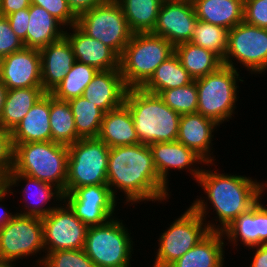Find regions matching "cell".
<instances>
[{"label":"cell","mask_w":267,"mask_h":267,"mask_svg":"<svg viewBox=\"0 0 267 267\" xmlns=\"http://www.w3.org/2000/svg\"><path fill=\"white\" fill-rule=\"evenodd\" d=\"M223 233L228 240L226 245L237 247L240 242L246 249L258 245L257 204L235 219Z\"/></svg>","instance_id":"obj_35"},{"label":"cell","mask_w":267,"mask_h":267,"mask_svg":"<svg viewBox=\"0 0 267 267\" xmlns=\"http://www.w3.org/2000/svg\"><path fill=\"white\" fill-rule=\"evenodd\" d=\"M44 94L42 87L7 89L0 128L12 131Z\"/></svg>","instance_id":"obj_28"},{"label":"cell","mask_w":267,"mask_h":267,"mask_svg":"<svg viewBox=\"0 0 267 267\" xmlns=\"http://www.w3.org/2000/svg\"><path fill=\"white\" fill-rule=\"evenodd\" d=\"M68 102L74 116L77 135L80 138H97L104 112L83 96L70 99Z\"/></svg>","instance_id":"obj_33"},{"label":"cell","mask_w":267,"mask_h":267,"mask_svg":"<svg viewBox=\"0 0 267 267\" xmlns=\"http://www.w3.org/2000/svg\"><path fill=\"white\" fill-rule=\"evenodd\" d=\"M107 0H67L69 8L78 17L81 13L103 4Z\"/></svg>","instance_id":"obj_46"},{"label":"cell","mask_w":267,"mask_h":267,"mask_svg":"<svg viewBox=\"0 0 267 267\" xmlns=\"http://www.w3.org/2000/svg\"><path fill=\"white\" fill-rule=\"evenodd\" d=\"M7 88L0 80V115L6 99Z\"/></svg>","instance_id":"obj_49"},{"label":"cell","mask_w":267,"mask_h":267,"mask_svg":"<svg viewBox=\"0 0 267 267\" xmlns=\"http://www.w3.org/2000/svg\"><path fill=\"white\" fill-rule=\"evenodd\" d=\"M45 253L43 224L39 217L16 216L0 228V260L12 261L38 257Z\"/></svg>","instance_id":"obj_12"},{"label":"cell","mask_w":267,"mask_h":267,"mask_svg":"<svg viewBox=\"0 0 267 267\" xmlns=\"http://www.w3.org/2000/svg\"><path fill=\"white\" fill-rule=\"evenodd\" d=\"M49 116L53 142L70 146L80 139L68 101L56 99L50 94Z\"/></svg>","instance_id":"obj_32"},{"label":"cell","mask_w":267,"mask_h":267,"mask_svg":"<svg viewBox=\"0 0 267 267\" xmlns=\"http://www.w3.org/2000/svg\"><path fill=\"white\" fill-rule=\"evenodd\" d=\"M76 25L89 37L110 47L119 57L133 35L116 0H107L81 13Z\"/></svg>","instance_id":"obj_10"},{"label":"cell","mask_w":267,"mask_h":267,"mask_svg":"<svg viewBox=\"0 0 267 267\" xmlns=\"http://www.w3.org/2000/svg\"><path fill=\"white\" fill-rule=\"evenodd\" d=\"M133 33H148L155 28L162 0H116Z\"/></svg>","instance_id":"obj_30"},{"label":"cell","mask_w":267,"mask_h":267,"mask_svg":"<svg viewBox=\"0 0 267 267\" xmlns=\"http://www.w3.org/2000/svg\"><path fill=\"white\" fill-rule=\"evenodd\" d=\"M31 4L43 7L66 28L77 24V16L69 8L67 0H31Z\"/></svg>","instance_id":"obj_39"},{"label":"cell","mask_w":267,"mask_h":267,"mask_svg":"<svg viewBox=\"0 0 267 267\" xmlns=\"http://www.w3.org/2000/svg\"><path fill=\"white\" fill-rule=\"evenodd\" d=\"M97 138L109 148L140 143L131 112L125 103L104 113Z\"/></svg>","instance_id":"obj_24"},{"label":"cell","mask_w":267,"mask_h":267,"mask_svg":"<svg viewBox=\"0 0 267 267\" xmlns=\"http://www.w3.org/2000/svg\"><path fill=\"white\" fill-rule=\"evenodd\" d=\"M0 80L7 89L42 87L40 51L24 47L0 59Z\"/></svg>","instance_id":"obj_17"},{"label":"cell","mask_w":267,"mask_h":267,"mask_svg":"<svg viewBox=\"0 0 267 267\" xmlns=\"http://www.w3.org/2000/svg\"><path fill=\"white\" fill-rule=\"evenodd\" d=\"M193 80L174 53L156 68L155 73L142 89L158 95L161 91L185 86Z\"/></svg>","instance_id":"obj_31"},{"label":"cell","mask_w":267,"mask_h":267,"mask_svg":"<svg viewBox=\"0 0 267 267\" xmlns=\"http://www.w3.org/2000/svg\"><path fill=\"white\" fill-rule=\"evenodd\" d=\"M165 38L148 33H133L119 57V69L128 89L142 88L156 68L174 54Z\"/></svg>","instance_id":"obj_5"},{"label":"cell","mask_w":267,"mask_h":267,"mask_svg":"<svg viewBox=\"0 0 267 267\" xmlns=\"http://www.w3.org/2000/svg\"><path fill=\"white\" fill-rule=\"evenodd\" d=\"M217 127L220 125L198 112L183 114L179 121L177 141L193 150L206 163H213L216 159L212 141Z\"/></svg>","instance_id":"obj_19"},{"label":"cell","mask_w":267,"mask_h":267,"mask_svg":"<svg viewBox=\"0 0 267 267\" xmlns=\"http://www.w3.org/2000/svg\"><path fill=\"white\" fill-rule=\"evenodd\" d=\"M228 31L221 26L197 20L190 42L214 52L223 60L228 47Z\"/></svg>","instance_id":"obj_36"},{"label":"cell","mask_w":267,"mask_h":267,"mask_svg":"<svg viewBox=\"0 0 267 267\" xmlns=\"http://www.w3.org/2000/svg\"><path fill=\"white\" fill-rule=\"evenodd\" d=\"M225 244L223 232L211 231L169 267H224Z\"/></svg>","instance_id":"obj_25"},{"label":"cell","mask_w":267,"mask_h":267,"mask_svg":"<svg viewBox=\"0 0 267 267\" xmlns=\"http://www.w3.org/2000/svg\"><path fill=\"white\" fill-rule=\"evenodd\" d=\"M13 146V168L9 173L25 174L65 193L68 146L53 141L13 143Z\"/></svg>","instance_id":"obj_4"},{"label":"cell","mask_w":267,"mask_h":267,"mask_svg":"<svg viewBox=\"0 0 267 267\" xmlns=\"http://www.w3.org/2000/svg\"><path fill=\"white\" fill-rule=\"evenodd\" d=\"M174 53L194 80L215 72L223 65L217 54L191 42L176 45Z\"/></svg>","instance_id":"obj_29"},{"label":"cell","mask_w":267,"mask_h":267,"mask_svg":"<svg viewBox=\"0 0 267 267\" xmlns=\"http://www.w3.org/2000/svg\"><path fill=\"white\" fill-rule=\"evenodd\" d=\"M29 15L27 48L40 50L65 36L66 27L43 7L31 4Z\"/></svg>","instance_id":"obj_27"},{"label":"cell","mask_w":267,"mask_h":267,"mask_svg":"<svg viewBox=\"0 0 267 267\" xmlns=\"http://www.w3.org/2000/svg\"><path fill=\"white\" fill-rule=\"evenodd\" d=\"M13 32L23 41L27 48V30L29 25V8L15 11L6 16Z\"/></svg>","instance_id":"obj_43"},{"label":"cell","mask_w":267,"mask_h":267,"mask_svg":"<svg viewBox=\"0 0 267 267\" xmlns=\"http://www.w3.org/2000/svg\"><path fill=\"white\" fill-rule=\"evenodd\" d=\"M153 164L160 180L169 188V176L172 170H187L197 181L205 161L193 150L178 141L156 142L149 145ZM198 164V165H197ZM197 165V166H196ZM200 165V167H199ZM202 165V166H201ZM196 166V167H195ZM170 171V172H169Z\"/></svg>","instance_id":"obj_16"},{"label":"cell","mask_w":267,"mask_h":267,"mask_svg":"<svg viewBox=\"0 0 267 267\" xmlns=\"http://www.w3.org/2000/svg\"><path fill=\"white\" fill-rule=\"evenodd\" d=\"M41 220L45 253L83 249L88 226L64 201Z\"/></svg>","instance_id":"obj_13"},{"label":"cell","mask_w":267,"mask_h":267,"mask_svg":"<svg viewBox=\"0 0 267 267\" xmlns=\"http://www.w3.org/2000/svg\"><path fill=\"white\" fill-rule=\"evenodd\" d=\"M118 217L88 227L83 247L96 267H131L134 241L128 227Z\"/></svg>","instance_id":"obj_7"},{"label":"cell","mask_w":267,"mask_h":267,"mask_svg":"<svg viewBox=\"0 0 267 267\" xmlns=\"http://www.w3.org/2000/svg\"><path fill=\"white\" fill-rule=\"evenodd\" d=\"M24 47L23 41L11 29L8 19L0 16V59Z\"/></svg>","instance_id":"obj_41"},{"label":"cell","mask_w":267,"mask_h":267,"mask_svg":"<svg viewBox=\"0 0 267 267\" xmlns=\"http://www.w3.org/2000/svg\"><path fill=\"white\" fill-rule=\"evenodd\" d=\"M97 72L96 68L76 61L65 78L50 94L62 101L80 97Z\"/></svg>","instance_id":"obj_34"},{"label":"cell","mask_w":267,"mask_h":267,"mask_svg":"<svg viewBox=\"0 0 267 267\" xmlns=\"http://www.w3.org/2000/svg\"><path fill=\"white\" fill-rule=\"evenodd\" d=\"M50 93H45L11 131L12 143L52 141Z\"/></svg>","instance_id":"obj_23"},{"label":"cell","mask_w":267,"mask_h":267,"mask_svg":"<svg viewBox=\"0 0 267 267\" xmlns=\"http://www.w3.org/2000/svg\"><path fill=\"white\" fill-rule=\"evenodd\" d=\"M0 267H16V263L12 261L0 260Z\"/></svg>","instance_id":"obj_50"},{"label":"cell","mask_w":267,"mask_h":267,"mask_svg":"<svg viewBox=\"0 0 267 267\" xmlns=\"http://www.w3.org/2000/svg\"><path fill=\"white\" fill-rule=\"evenodd\" d=\"M248 248L253 251L249 267H267V243Z\"/></svg>","instance_id":"obj_48"},{"label":"cell","mask_w":267,"mask_h":267,"mask_svg":"<svg viewBox=\"0 0 267 267\" xmlns=\"http://www.w3.org/2000/svg\"><path fill=\"white\" fill-rule=\"evenodd\" d=\"M163 231L157 240L152 267H169L211 232L191 206Z\"/></svg>","instance_id":"obj_9"},{"label":"cell","mask_w":267,"mask_h":267,"mask_svg":"<svg viewBox=\"0 0 267 267\" xmlns=\"http://www.w3.org/2000/svg\"><path fill=\"white\" fill-rule=\"evenodd\" d=\"M109 150L98 138H80L68 146L65 193L83 186L107 184Z\"/></svg>","instance_id":"obj_8"},{"label":"cell","mask_w":267,"mask_h":267,"mask_svg":"<svg viewBox=\"0 0 267 267\" xmlns=\"http://www.w3.org/2000/svg\"><path fill=\"white\" fill-rule=\"evenodd\" d=\"M198 20L232 29L243 21L244 0H193Z\"/></svg>","instance_id":"obj_26"},{"label":"cell","mask_w":267,"mask_h":267,"mask_svg":"<svg viewBox=\"0 0 267 267\" xmlns=\"http://www.w3.org/2000/svg\"><path fill=\"white\" fill-rule=\"evenodd\" d=\"M65 36L71 43L76 61L98 71L119 69V56L101 41L89 37L77 25L67 28Z\"/></svg>","instance_id":"obj_21"},{"label":"cell","mask_w":267,"mask_h":267,"mask_svg":"<svg viewBox=\"0 0 267 267\" xmlns=\"http://www.w3.org/2000/svg\"><path fill=\"white\" fill-rule=\"evenodd\" d=\"M42 89L51 93L76 62L73 48L66 36L40 50Z\"/></svg>","instance_id":"obj_20"},{"label":"cell","mask_w":267,"mask_h":267,"mask_svg":"<svg viewBox=\"0 0 267 267\" xmlns=\"http://www.w3.org/2000/svg\"><path fill=\"white\" fill-rule=\"evenodd\" d=\"M222 61L223 65L235 70L239 69L236 66L240 63V67L250 74L264 75L267 71V29L244 21L230 29L228 47Z\"/></svg>","instance_id":"obj_11"},{"label":"cell","mask_w":267,"mask_h":267,"mask_svg":"<svg viewBox=\"0 0 267 267\" xmlns=\"http://www.w3.org/2000/svg\"><path fill=\"white\" fill-rule=\"evenodd\" d=\"M213 165L216 166L215 163H205L196 181L207 197L200 196L191 203V207L203 218L210 231L223 232L235 219L263 199L267 181H257L239 173H221L216 167L211 170L210 166ZM212 209L217 216L210 221L207 217L210 218L208 213Z\"/></svg>","instance_id":"obj_1"},{"label":"cell","mask_w":267,"mask_h":267,"mask_svg":"<svg viewBox=\"0 0 267 267\" xmlns=\"http://www.w3.org/2000/svg\"><path fill=\"white\" fill-rule=\"evenodd\" d=\"M124 103L133 118L140 143L177 141L181 115L172 110L159 95L142 88L128 89Z\"/></svg>","instance_id":"obj_3"},{"label":"cell","mask_w":267,"mask_h":267,"mask_svg":"<svg viewBox=\"0 0 267 267\" xmlns=\"http://www.w3.org/2000/svg\"><path fill=\"white\" fill-rule=\"evenodd\" d=\"M2 185L7 189L23 186L18 194L22 193L21 204H25L17 211L23 216L43 218L63 201V193L58 188L22 173H8Z\"/></svg>","instance_id":"obj_15"},{"label":"cell","mask_w":267,"mask_h":267,"mask_svg":"<svg viewBox=\"0 0 267 267\" xmlns=\"http://www.w3.org/2000/svg\"><path fill=\"white\" fill-rule=\"evenodd\" d=\"M158 95L180 115L197 112L198 91L195 80L185 86L161 91Z\"/></svg>","instance_id":"obj_37"},{"label":"cell","mask_w":267,"mask_h":267,"mask_svg":"<svg viewBox=\"0 0 267 267\" xmlns=\"http://www.w3.org/2000/svg\"><path fill=\"white\" fill-rule=\"evenodd\" d=\"M14 146L11 131L0 128V182L8 176L13 168Z\"/></svg>","instance_id":"obj_42"},{"label":"cell","mask_w":267,"mask_h":267,"mask_svg":"<svg viewBox=\"0 0 267 267\" xmlns=\"http://www.w3.org/2000/svg\"><path fill=\"white\" fill-rule=\"evenodd\" d=\"M240 71L222 65L218 70L195 79L198 91L197 112L222 125L236 114ZM238 97V98H237Z\"/></svg>","instance_id":"obj_6"},{"label":"cell","mask_w":267,"mask_h":267,"mask_svg":"<svg viewBox=\"0 0 267 267\" xmlns=\"http://www.w3.org/2000/svg\"><path fill=\"white\" fill-rule=\"evenodd\" d=\"M243 21L267 29V0H244Z\"/></svg>","instance_id":"obj_40"},{"label":"cell","mask_w":267,"mask_h":267,"mask_svg":"<svg viewBox=\"0 0 267 267\" xmlns=\"http://www.w3.org/2000/svg\"><path fill=\"white\" fill-rule=\"evenodd\" d=\"M107 185L117 200L129 206L140 202H169L170 188L159 178L147 144L112 147L107 165ZM122 192V198L117 196ZM124 194V195H123ZM125 199V200H124ZM136 203V204H135Z\"/></svg>","instance_id":"obj_2"},{"label":"cell","mask_w":267,"mask_h":267,"mask_svg":"<svg viewBox=\"0 0 267 267\" xmlns=\"http://www.w3.org/2000/svg\"><path fill=\"white\" fill-rule=\"evenodd\" d=\"M14 189H7L5 186H0V202L4 203L6 201L7 196L13 195L15 192ZM0 203V228L5 226L9 221H11L17 214V212H10L8 211L6 205H2Z\"/></svg>","instance_id":"obj_45"},{"label":"cell","mask_w":267,"mask_h":267,"mask_svg":"<svg viewBox=\"0 0 267 267\" xmlns=\"http://www.w3.org/2000/svg\"><path fill=\"white\" fill-rule=\"evenodd\" d=\"M193 0H164V2H192Z\"/></svg>","instance_id":"obj_51"},{"label":"cell","mask_w":267,"mask_h":267,"mask_svg":"<svg viewBox=\"0 0 267 267\" xmlns=\"http://www.w3.org/2000/svg\"><path fill=\"white\" fill-rule=\"evenodd\" d=\"M0 16H1V0H0Z\"/></svg>","instance_id":"obj_52"},{"label":"cell","mask_w":267,"mask_h":267,"mask_svg":"<svg viewBox=\"0 0 267 267\" xmlns=\"http://www.w3.org/2000/svg\"><path fill=\"white\" fill-rule=\"evenodd\" d=\"M30 5L31 0H1V16L6 17L15 11L29 8Z\"/></svg>","instance_id":"obj_47"},{"label":"cell","mask_w":267,"mask_h":267,"mask_svg":"<svg viewBox=\"0 0 267 267\" xmlns=\"http://www.w3.org/2000/svg\"><path fill=\"white\" fill-rule=\"evenodd\" d=\"M127 90L120 69H110L98 71L82 96L107 113L124 103Z\"/></svg>","instance_id":"obj_22"},{"label":"cell","mask_w":267,"mask_h":267,"mask_svg":"<svg viewBox=\"0 0 267 267\" xmlns=\"http://www.w3.org/2000/svg\"><path fill=\"white\" fill-rule=\"evenodd\" d=\"M63 201L88 227L107 223L115 216L117 199L107 184L75 188L63 194Z\"/></svg>","instance_id":"obj_14"},{"label":"cell","mask_w":267,"mask_h":267,"mask_svg":"<svg viewBox=\"0 0 267 267\" xmlns=\"http://www.w3.org/2000/svg\"><path fill=\"white\" fill-rule=\"evenodd\" d=\"M261 200L257 203L258 245L267 243V207Z\"/></svg>","instance_id":"obj_44"},{"label":"cell","mask_w":267,"mask_h":267,"mask_svg":"<svg viewBox=\"0 0 267 267\" xmlns=\"http://www.w3.org/2000/svg\"><path fill=\"white\" fill-rule=\"evenodd\" d=\"M197 20L192 2H162L151 33L165 38L175 47L191 41Z\"/></svg>","instance_id":"obj_18"},{"label":"cell","mask_w":267,"mask_h":267,"mask_svg":"<svg viewBox=\"0 0 267 267\" xmlns=\"http://www.w3.org/2000/svg\"><path fill=\"white\" fill-rule=\"evenodd\" d=\"M96 267L83 249L60 250L38 257L33 267Z\"/></svg>","instance_id":"obj_38"}]
</instances>
